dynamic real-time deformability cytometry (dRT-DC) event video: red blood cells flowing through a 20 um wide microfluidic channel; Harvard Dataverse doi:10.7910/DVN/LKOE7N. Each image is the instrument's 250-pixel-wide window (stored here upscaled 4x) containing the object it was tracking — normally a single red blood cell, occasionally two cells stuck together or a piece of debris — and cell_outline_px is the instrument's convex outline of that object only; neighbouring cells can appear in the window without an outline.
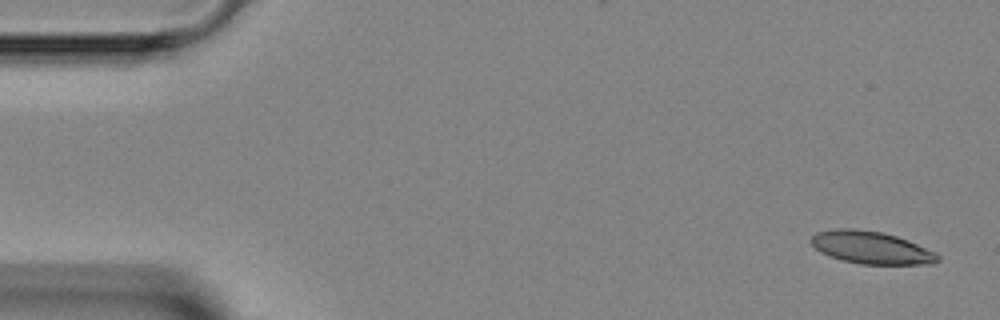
{"species": "Egyptian fruit bat (a non-hibernating species)", "species_latin": "Rousettus aegyptiacus", "temperature_condition": "room temperature", "stored_images_in_passage": 3, "camera_frame_rate_fps": 3000, "um_per_image_px": 0.085, "animal": {"sex": "female"}, "frame": {"image": 1, "passage_image": 1, "time_ms": 0.0, "image_size_px": [1000, 320], "cell_outline_px": [[940, 260], [936, 264], [860, 264], [828, 256], [820, 252], [808, 240], [816, 232], [836, 228], [856, 228], [884, 232], [908, 240], [936, 252], [940, 256]], "centroid_in_image_um": [74.06, 21.04], "position_along_channel_um": 10.9, "area_um2": 24.28}}